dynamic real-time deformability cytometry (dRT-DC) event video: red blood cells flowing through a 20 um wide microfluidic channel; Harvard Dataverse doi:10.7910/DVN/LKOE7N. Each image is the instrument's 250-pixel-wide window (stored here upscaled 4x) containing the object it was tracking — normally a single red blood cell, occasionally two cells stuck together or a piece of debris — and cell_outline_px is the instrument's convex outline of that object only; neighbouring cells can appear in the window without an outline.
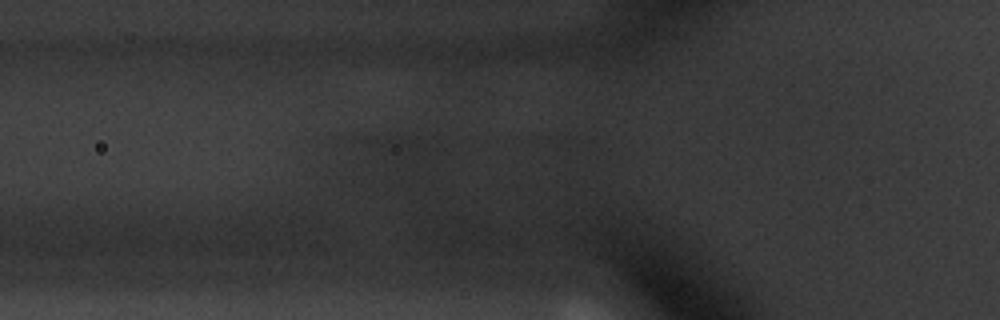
{"species": "common noctule bat (a hibernating species)", "species_latin": "Nyctalus noctula", "temperature_condition": "warm", "stored_images_in_passage": 10, "segment_of_instrument_passage": [1, 2], "camera_frame_rate_fps": 3000, "um_per_image_px": 0.085, "animal": {"sex": "male", "body_mass_g": 20.1, "forearm_length_mm": 53.5}, "frame": {"image": 1, "passage_image": 4, "time_ms": 1.0, "image_size_px": [1000, 320], "cell_outline_px": [[440, 144], [436, 152], [424, 156], [384, 156], [352, 140], [352, 136], [396, 132], [436, 136]], "centroid_in_image_um": [33.95, 12.23], "position_along_channel_um": 91.9, "area_um2": 11.56}}